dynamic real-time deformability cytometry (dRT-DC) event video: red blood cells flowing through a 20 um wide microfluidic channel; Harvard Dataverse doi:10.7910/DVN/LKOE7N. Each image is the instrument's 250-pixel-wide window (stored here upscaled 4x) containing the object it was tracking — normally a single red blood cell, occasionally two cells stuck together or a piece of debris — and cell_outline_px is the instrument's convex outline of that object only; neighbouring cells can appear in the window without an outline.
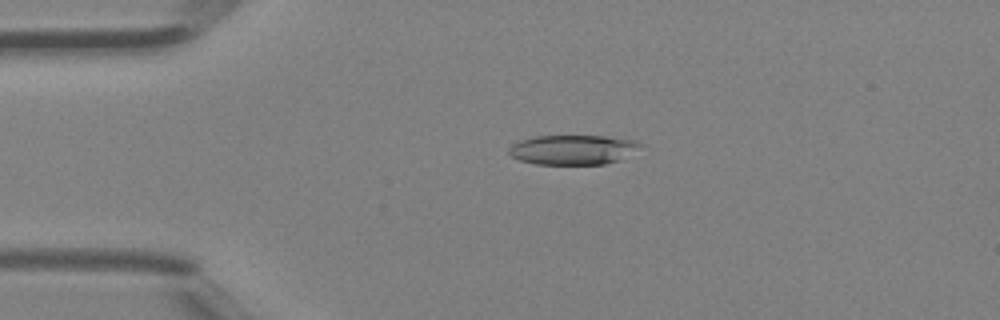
{"species": "Egyptian fruit bat (a non-hibernating species)", "species_latin": "Rousettus aegyptiacus", "temperature_condition": "room temperature", "stored_images_in_passage": 3, "camera_frame_rate_fps": 3000, "um_per_image_px": 0.085, "animal": {"sex": "female"}, "frame": {"image": 1, "passage_image": 1, "time_ms": 0.0, "image_size_px": [1000, 320], "cell_outline_px": [[644, 144], [616, 160], [604, 164], [536, 164], [520, 160], [512, 156], [508, 152], [508, 148], [512, 144], [520, 140], [536, 136], [604, 136], [636, 140]], "centroid_in_image_um": [48.63, 12.71], "position_along_channel_um": 36.4, "area_um2": 22.37}}
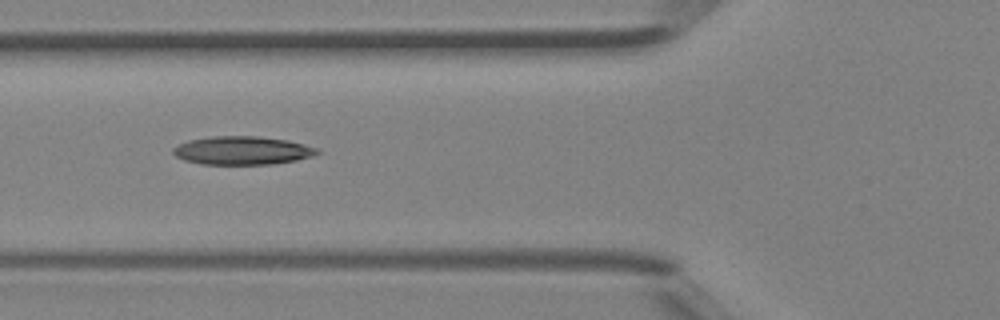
{"frame": {"image": 2, "passage_image": 3, "time_ms": 0.667, "image_size_px": [1000, 320], "cell_outline_px": [[324, 152], [312, 156], [296, 160], [272, 164], [200, 164], [184, 160], [176, 156], [172, 152], [172, 148], [188, 140], [212, 136], [256, 136], [288, 140], [320, 148]], "centroid_in_image_um": [20.64, 12.79], "position_along_channel_um": 105.2, "area_um2": 23.99}}